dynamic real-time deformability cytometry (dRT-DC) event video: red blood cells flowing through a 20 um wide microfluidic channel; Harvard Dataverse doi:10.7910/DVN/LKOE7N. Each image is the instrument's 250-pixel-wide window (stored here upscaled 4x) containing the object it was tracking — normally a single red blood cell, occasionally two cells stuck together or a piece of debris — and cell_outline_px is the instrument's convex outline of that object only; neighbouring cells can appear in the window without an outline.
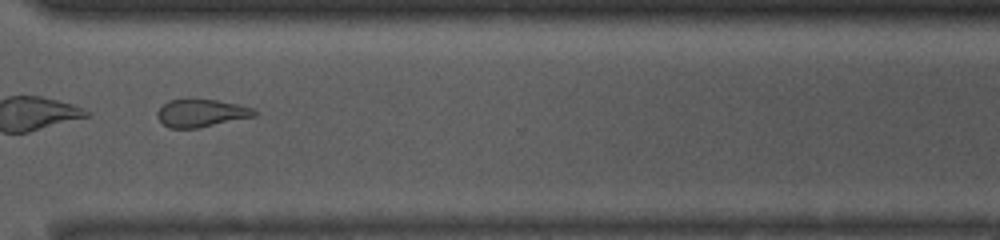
{"species": "common noctule bat (a hibernating species)", "species_latin": "Nyctalus noctula", "temperature_condition": "room temperature", "stored_images_in_passage": 41, "camera_frame_rate_fps": 3000, "um_per_image_px": 0.085, "animal": {"sex": "male", "body_mass_g": 13.0, "forearm_length_mm": 53.1}, "frame": {"image": 1, "passage_image": 30, "time_ms": 9.667, "image_size_px": [1000, 240], "cell_outline_px": [[260, 112], [256, 116], [200, 128], [168, 128], [156, 116], [156, 112], [168, 100], [188, 96], [216, 100], [256, 108]], "centroid_in_image_um": [17.12, 9.58], "position_along_channel_um": 353.5, "area_um2": 16.42}, "authors_computed_cell_mechanics": {"area_um2": 16.9354, "velocity_mm_per_s": 4.1648, "shape_relaxation_time_tau1_ms": null, "shape_relaxation_time_tau2_ms": 4.4138, "deformation_change_tau1": null, "deformation_change_tau2": 0.1276}}